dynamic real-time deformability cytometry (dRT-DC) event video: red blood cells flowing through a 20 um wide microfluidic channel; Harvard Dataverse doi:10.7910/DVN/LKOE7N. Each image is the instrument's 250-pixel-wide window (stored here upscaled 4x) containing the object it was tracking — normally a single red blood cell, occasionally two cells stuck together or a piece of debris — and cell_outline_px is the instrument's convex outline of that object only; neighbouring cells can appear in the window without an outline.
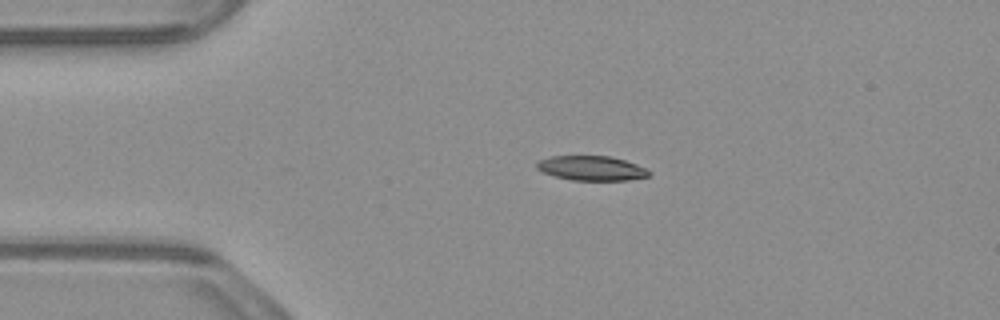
{"species": "common noctule bat (a hibernating species)", "species_latin": "Nyctalus noctula", "temperature_condition": "warm", "stored_images_in_passage": 2, "camera_frame_rate_fps": 3000, "um_per_image_px": 0.085, "animal": {"sex": "male", "body_mass_g": 23.1, "forearm_length_mm": 52.7}, "frame": {"image": 1, "passage_image": 1, "time_ms": 0.0, "image_size_px": [1000, 320], "cell_outline_px": [[652, 172], [648, 176], [628, 180], [572, 180], [556, 176], [544, 172], [536, 168], [536, 160], [552, 156], [608, 156], [624, 160], [648, 168]], "centroid_in_image_um": [50.29, 14.29], "position_along_channel_um": 34.7, "area_um2": 16.07}}